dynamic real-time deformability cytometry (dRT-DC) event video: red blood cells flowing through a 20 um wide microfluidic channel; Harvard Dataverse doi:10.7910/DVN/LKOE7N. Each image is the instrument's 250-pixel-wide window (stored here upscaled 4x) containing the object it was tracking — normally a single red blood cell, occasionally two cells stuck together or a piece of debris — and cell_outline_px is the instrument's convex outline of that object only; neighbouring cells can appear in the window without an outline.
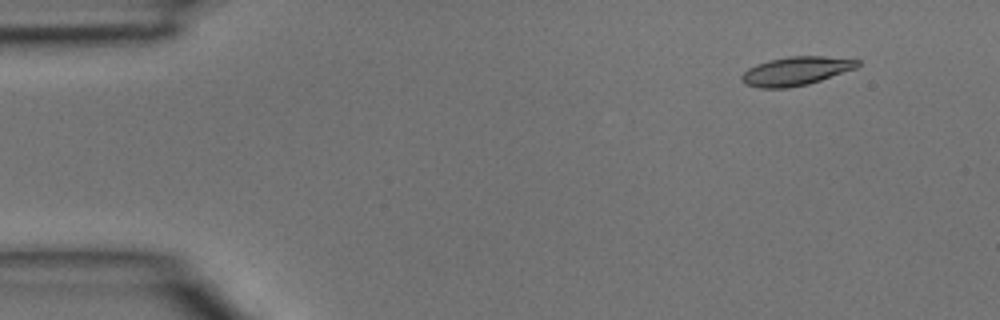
{"species": "common noctule bat (a hibernating species)", "species_latin": "Nyctalus noctula", "temperature_condition": "room temperature", "stored_images_in_passage": 4, "camera_frame_rate_fps": 3000, "um_per_image_px": 0.085, "animal": {"sex": "male", "body_mass_g": 15.6}, "frame": {"image": 1, "passage_image": 4, "time_ms": 1.0, "image_size_px": [1000, 320], "cell_outline_px": [[860, 64], [856, 68], [808, 84], [788, 88], [760, 88], [744, 84], [740, 80], [740, 76], [748, 68], [756, 64], [768, 60], [788, 56], [824, 56], [860, 60]], "centroid_in_image_um": [67.61, 6.04], "position_along_channel_um": 17.4, "area_um2": 19.42}}